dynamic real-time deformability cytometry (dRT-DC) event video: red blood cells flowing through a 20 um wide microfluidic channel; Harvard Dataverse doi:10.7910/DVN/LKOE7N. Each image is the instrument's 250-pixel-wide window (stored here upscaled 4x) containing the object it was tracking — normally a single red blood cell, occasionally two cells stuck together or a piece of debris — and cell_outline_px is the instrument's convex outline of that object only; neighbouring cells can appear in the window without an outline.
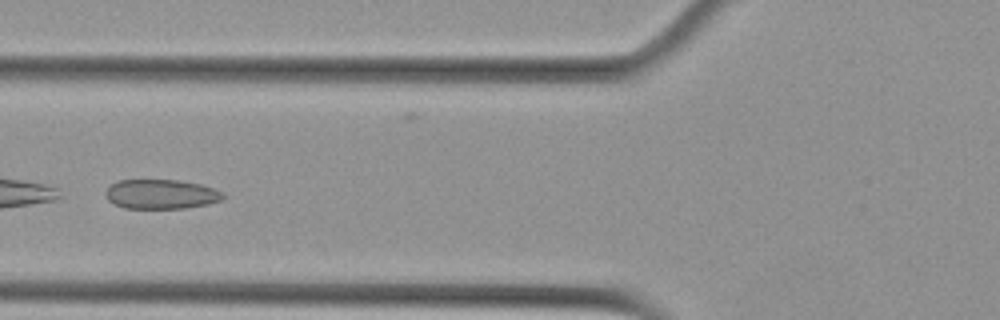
{"species": "Egyptian fruit bat (a non-hibernating species)", "species_latin": "Rousettus aegyptiacus", "temperature_condition": "cold", "stored_images_in_passage": 5, "camera_frame_rate_fps": 3000, "um_per_image_px": 0.085, "animal": {"sex": "female"}, "frame": {"image": 1, "passage_image": 5, "time_ms": 1.333, "image_size_px": [1000, 320], "cell_outline_px": [[224, 196], [220, 200], [208, 204], [184, 208], [124, 208], [108, 200], [104, 192], [116, 180], [176, 180], [200, 184], [224, 192]], "centroid_in_image_um": [13.68, 16.5], "position_along_channel_um": 112.1, "area_um2": 20.06}}